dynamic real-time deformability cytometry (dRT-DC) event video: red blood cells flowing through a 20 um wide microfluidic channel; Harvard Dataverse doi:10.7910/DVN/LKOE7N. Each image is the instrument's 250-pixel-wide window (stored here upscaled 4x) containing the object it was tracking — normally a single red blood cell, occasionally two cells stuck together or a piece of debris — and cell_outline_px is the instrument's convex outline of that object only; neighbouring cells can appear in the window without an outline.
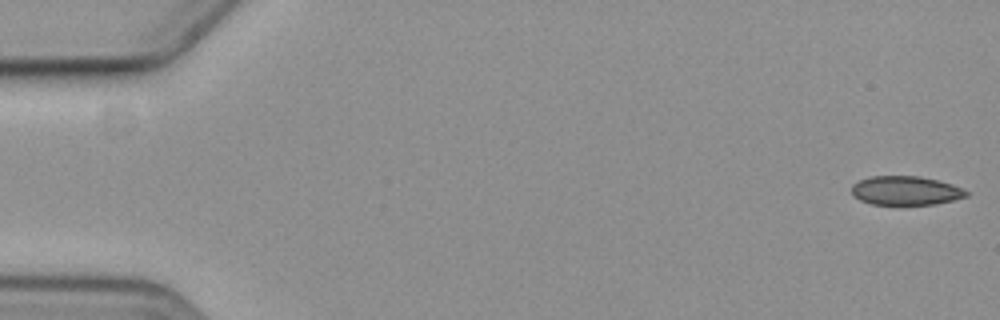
{"species": "common noctule bat (a hibernating species)", "species_latin": "Nyctalus noctula", "temperature_condition": "cold", "stored_images_in_passage": 6, "camera_frame_rate_fps": 3000, "um_per_image_px": 0.085, "animal": {"sex": "female", "body_mass_g": 19.3, "forearm_length_mm": 54.1}, "frame": {"image": 1, "passage_image": 1, "time_ms": 0.0, "image_size_px": [1000, 320], "cell_outline_px": [[968, 196], [936, 204], [872, 204], [860, 200], [852, 196], [852, 184], [860, 180], [872, 176], [916, 176], [936, 180], [952, 184], [964, 188], [968, 192]], "centroid_in_image_um": [76.98, 16.2], "position_along_channel_um": 8.0, "area_um2": 19.25}}
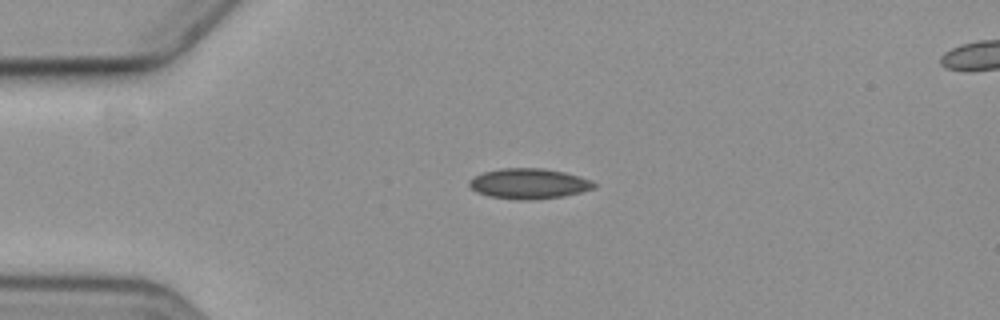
{"frame": {"image": 2, "passage_image": 4, "time_ms": 4.333, "image_size_px": [1000, 320], "cell_outline_px": [[596, 184], [592, 188], [580, 192], [560, 196], [528, 200], [520, 200], [488, 196], [476, 192], [468, 184], [468, 180], [484, 172], [500, 168], [544, 168], [564, 172], [580, 176]], "centroid_in_image_um": [44.9, 15.6], "position_along_channel_um": 40.1, "area_um2": 21.79}}
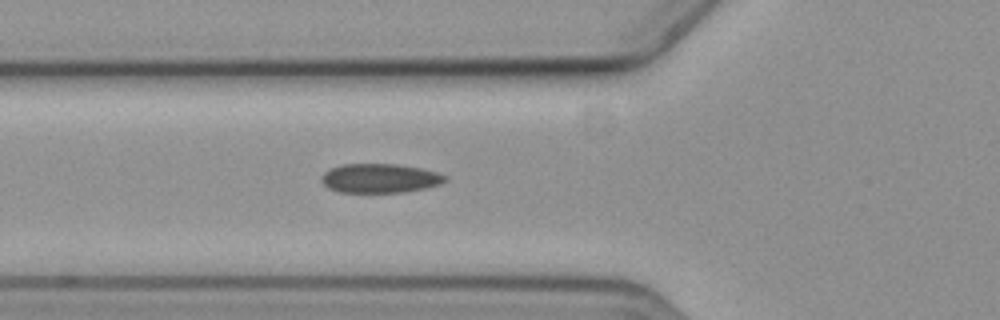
{"frame": {"image": 3, "passage_image": 6, "time_ms": 6.667, "image_size_px": [1000, 320], "cell_outline_px": [[448, 180], [440, 184], [428, 188], [404, 192], [340, 192], [328, 188], [320, 180], [320, 176], [324, 172], [332, 168], [344, 164], [396, 164], [420, 168], [436, 172], [448, 176]], "centroid_in_image_um": [32.31, 15.16], "position_along_channel_um": 93.5, "area_um2": 21.1}}